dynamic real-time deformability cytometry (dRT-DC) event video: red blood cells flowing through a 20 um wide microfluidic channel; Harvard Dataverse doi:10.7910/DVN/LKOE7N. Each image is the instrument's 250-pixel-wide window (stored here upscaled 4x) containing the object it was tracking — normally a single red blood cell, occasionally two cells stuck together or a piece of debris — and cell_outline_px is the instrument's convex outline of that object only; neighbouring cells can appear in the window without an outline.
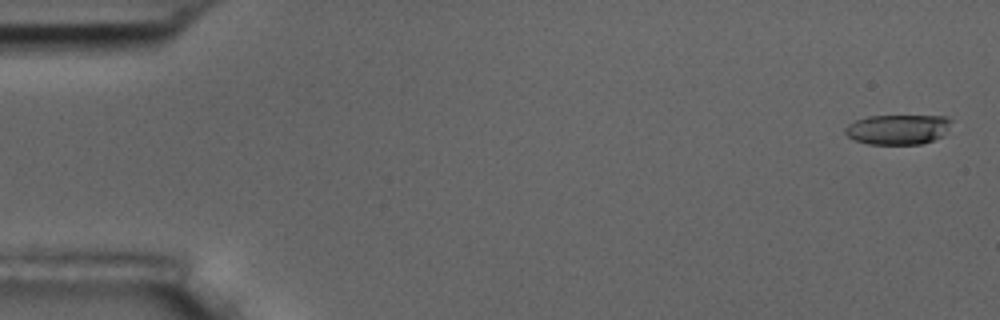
{"species": "common noctule bat (a hibernating species)", "species_latin": "Nyctalus noctula", "temperature_condition": "room temperature", "stored_images_in_passage": 8, "camera_frame_rate_fps": 3000, "um_per_image_px": 0.085, "animal": {"sex": "male", "body_mass_g": 17.5, "forearm_length_mm": 52.3}, "frame": {"image": 1, "passage_image": 1, "time_ms": 0.0, "image_size_px": [1000, 320], "cell_outline_px": [[952, 120], [944, 136], [920, 144], [868, 144], [856, 140], [848, 136], [844, 132], [844, 128], [848, 124], [856, 120], [868, 116], [948, 116]], "centroid_in_image_um": [76.33, 10.99], "position_along_channel_um": 8.7, "area_um2": 18.55}}
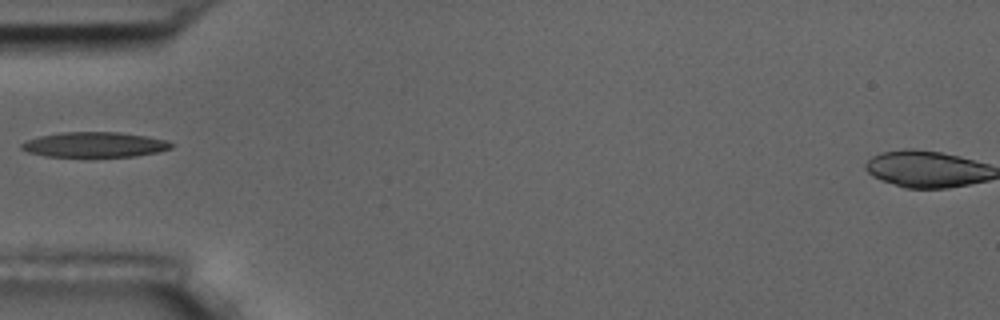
{"frame": {"image": 2, "passage_image": 5, "time_ms": 5.667, "image_size_px": [1000, 320], "cell_outline_px": [[176, 144], [172, 148], [156, 152], [136, 156], [44, 156], [28, 152], [20, 148], [20, 144], [28, 140], [40, 136], [60, 132], [120, 132], [148, 136], [164, 140]], "centroid_in_image_um": [8.05, 12.28], "position_along_channel_um": 76.9, "area_um2": 21.85}}
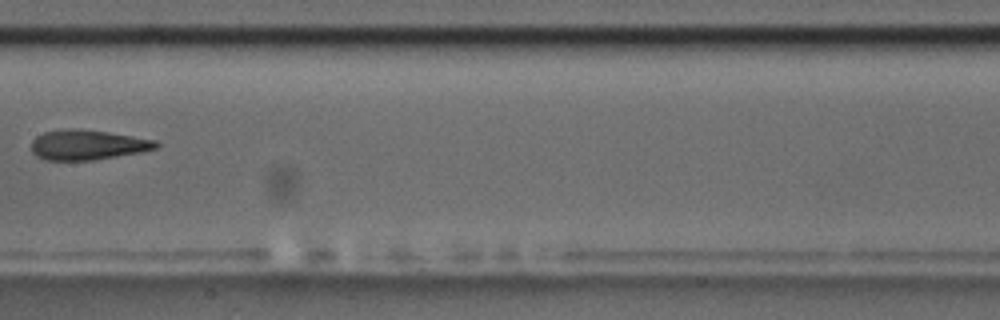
{"frame": {"image": 3, "passage_image": 8, "time_ms": 9.0, "image_size_px": [1000, 320], "cell_outline_px": [[160, 144], [156, 148], [140, 152], [92, 160], [48, 160], [36, 156], [32, 152], [32, 140], [36, 136], [44, 132], [64, 128], [72, 128], [108, 132], [156, 140]], "centroid_in_image_um": [7.42, 12.3], "position_along_channel_um": 200.0, "area_um2": 21.68}}